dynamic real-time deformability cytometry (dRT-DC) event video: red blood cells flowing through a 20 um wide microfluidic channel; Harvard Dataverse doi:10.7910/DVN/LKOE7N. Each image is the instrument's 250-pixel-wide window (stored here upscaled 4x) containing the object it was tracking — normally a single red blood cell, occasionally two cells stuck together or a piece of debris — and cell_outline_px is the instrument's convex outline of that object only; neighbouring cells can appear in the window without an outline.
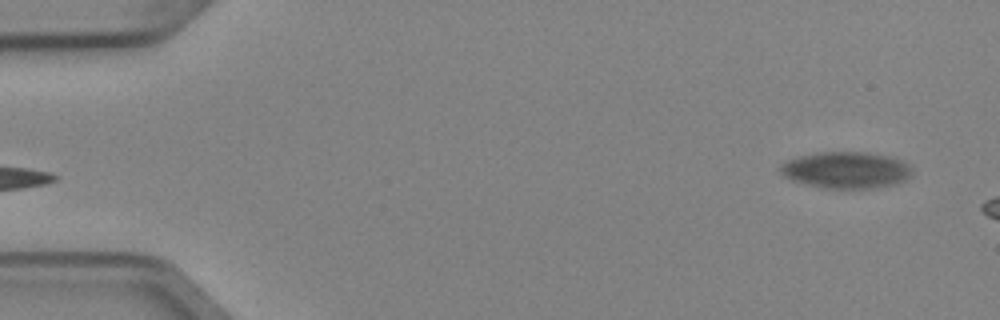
{"species": "Egyptian fruit bat (a non-hibernating species)", "species_latin": "Rousettus aegyptiacus", "temperature_condition": "cold", "stored_images_in_passage": 3, "segment_of_instrument_passage": [2, 2], "camera_frame_rate_fps": 3000, "um_per_image_px": 0.085, "animal": {"sex": "female"}, "frame": {"image": 1, "passage_image": 3, "time_ms": 0.667, "image_size_px": [1000, 320], "cell_outline_px": [[912, 176], [896, 184], [876, 188], [820, 188], [804, 184], [792, 180], [784, 176], [780, 172], [780, 164], [796, 156], [816, 152], [868, 152], [892, 156], [908, 164], [912, 168]], "centroid_in_image_um": [71.92, 14.45], "position_along_channel_um": 13.1, "area_um2": 28.5}}